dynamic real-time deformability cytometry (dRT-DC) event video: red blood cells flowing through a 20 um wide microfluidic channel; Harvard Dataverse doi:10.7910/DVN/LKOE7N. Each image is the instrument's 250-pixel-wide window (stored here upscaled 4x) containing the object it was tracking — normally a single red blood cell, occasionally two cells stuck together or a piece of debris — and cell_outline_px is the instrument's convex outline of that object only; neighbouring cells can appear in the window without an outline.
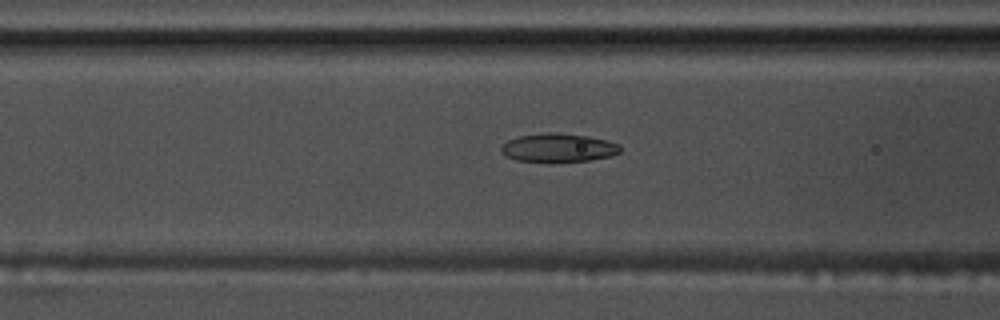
{"species": "common noctule bat (a hibernating species)", "species_latin": "Nyctalus noctula", "temperature_condition": "warm", "stored_images_in_passage": 31, "segment_of_instrument_passage": [1, 2], "camera_frame_rate_fps": 3000, "um_per_image_px": 0.085, "animal": {"sex": "male", "body_mass_g": 17.5, "forearm_length_mm": 52.3}, "frame": {"image": 1, "passage_image": 9, "time_ms": 2.667, "image_size_px": [1000, 320], "cell_outline_px": [[620, 152], [612, 156], [588, 160], [548, 164], [516, 160], [508, 156], [500, 148], [508, 140], [520, 136], [544, 132], [556, 132], [588, 136], [620, 144]], "centroid_in_image_um": [47.46, 12.58], "position_along_channel_um": 119.1, "area_um2": 20.17}}
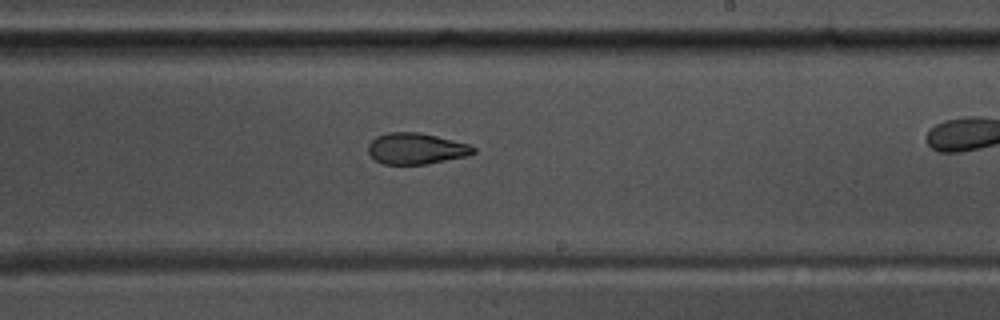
{"frame": {"image": 2, "passage_image": 20, "time_ms": 6.333, "image_size_px": [1000, 320], "cell_outline_px": [[476, 152], [464, 156], [428, 164], [384, 164], [376, 160], [368, 152], [368, 144], [376, 136], [388, 132], [420, 132], [468, 144], [476, 148]], "centroid_in_image_um": [35.35, 12.62], "position_along_channel_um": 253.7, "area_um2": 18.96}}
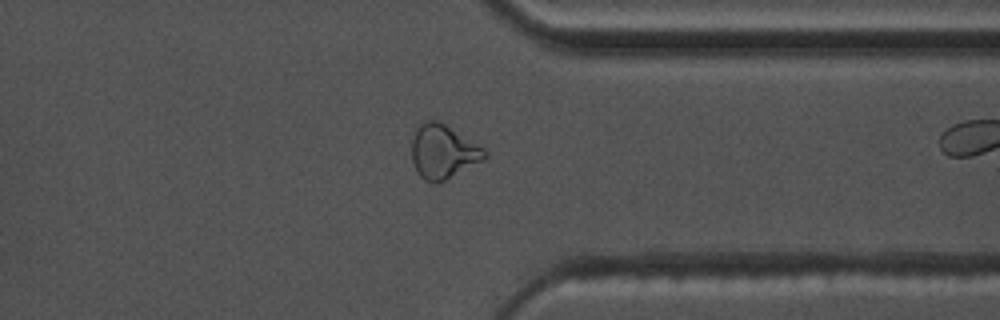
{"frame": {"image": 3, "passage_image": 30, "time_ms": 9.667, "image_size_px": [1000, 320], "cell_outline_px": [[488, 156], [484, 160], [436, 184], [424, 180], [420, 176], [412, 160], [412, 140], [416, 128], [420, 120], [436, 120], [444, 124], [484, 148], [488, 152]], "centroid_in_image_um": [37.65, 12.88], "position_along_channel_um": 373.7, "area_um2": 22.83}}